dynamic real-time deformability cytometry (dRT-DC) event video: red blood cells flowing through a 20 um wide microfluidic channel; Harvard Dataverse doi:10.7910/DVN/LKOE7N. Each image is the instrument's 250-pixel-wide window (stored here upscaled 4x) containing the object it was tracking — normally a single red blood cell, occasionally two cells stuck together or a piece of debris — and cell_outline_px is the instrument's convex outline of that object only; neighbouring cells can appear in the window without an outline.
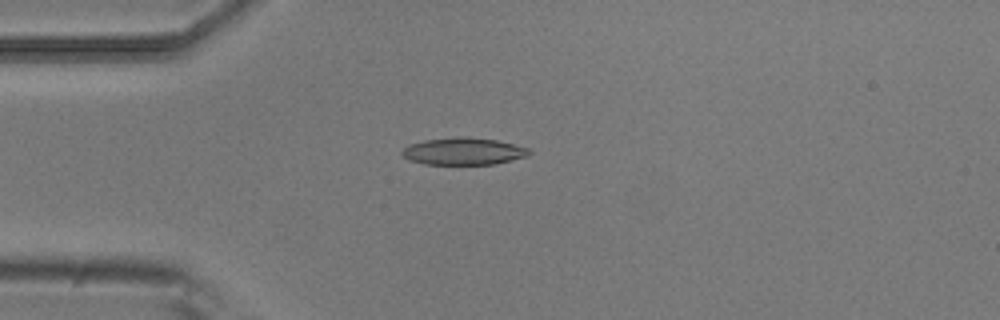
{"species": "common noctule bat (a hibernating species)", "species_latin": "Nyctalus noctula", "temperature_condition": "room temperature", "stored_images_in_passage": 7, "camera_frame_rate_fps": 3000, "um_per_image_px": 0.085, "animal": {"sex": "male", "body_mass_g": 20.5, "forearm_length_mm": 52.5}, "frame": {"image": 1, "passage_image": 4, "time_ms": 1.0, "image_size_px": [1000, 320], "cell_outline_px": [[532, 152], [528, 156], [496, 164], [424, 164], [408, 160], [400, 152], [408, 144], [424, 140], [460, 136], [464, 136], [496, 140], [528, 148]], "centroid_in_image_um": [39.38, 12.86], "position_along_channel_um": 45.6, "area_um2": 20.17}}
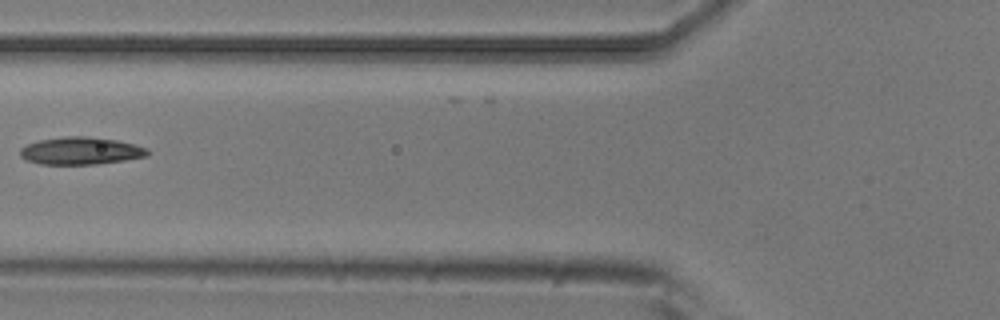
{"frame": {"image": 2, "passage_image": 6, "time_ms": 1.667, "image_size_px": [1000, 320], "cell_outline_px": [[148, 152], [144, 156], [124, 160], [96, 164], [40, 164], [24, 160], [20, 156], [20, 148], [28, 144], [40, 140], [64, 136], [88, 136], [116, 140], [148, 148]], "centroid_in_image_um": [6.8, 12.82], "position_along_channel_um": 119.0, "area_um2": 20.23}}
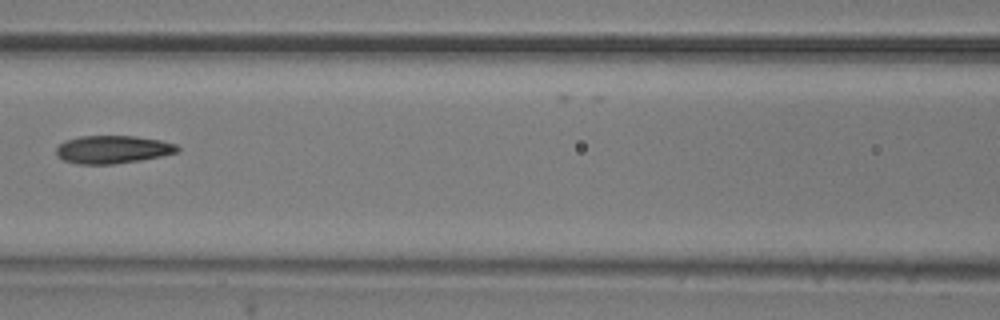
{"frame": {"image": 3, "passage_image": 7, "time_ms": 2.0, "image_size_px": [1000, 320], "cell_outline_px": [[180, 148], [176, 152], [160, 156], [140, 160], [112, 164], [76, 164], [64, 160], [56, 156], [56, 148], [64, 140], [80, 136], [136, 136], [160, 140], [176, 144]], "centroid_in_image_um": [9.54, 12.7], "position_along_channel_um": 157.1, "area_um2": 19.71}}